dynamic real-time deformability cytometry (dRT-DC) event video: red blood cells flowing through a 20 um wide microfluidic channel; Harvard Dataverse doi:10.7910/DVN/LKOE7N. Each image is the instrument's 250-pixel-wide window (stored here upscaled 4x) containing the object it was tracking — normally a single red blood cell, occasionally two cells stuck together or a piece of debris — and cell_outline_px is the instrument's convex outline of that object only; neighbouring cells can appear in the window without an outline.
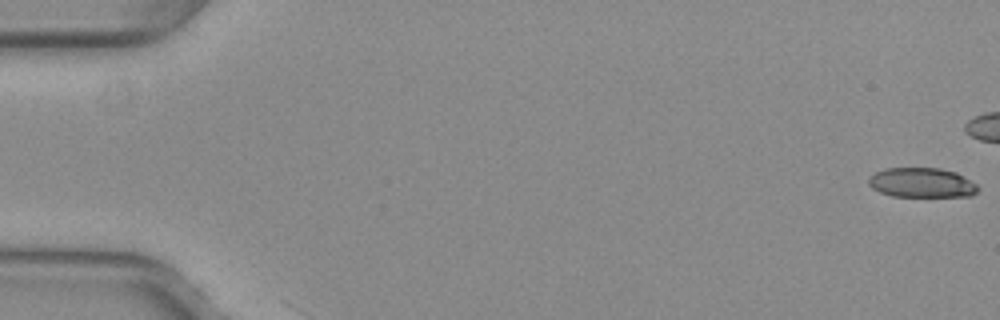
{"species": "common noctule bat (a hibernating species)", "species_latin": "Nyctalus noctula", "temperature_condition": "warm", "stored_images_in_passage": 2, "camera_frame_rate_fps": 3000, "um_per_image_px": 0.085, "animal": {"sex": "female", "body_mass_g": 29.2, "forearm_length_mm": 56.3}, "frame": {"image": 1, "passage_image": 1, "time_ms": 0.0, "image_size_px": [1000, 320], "cell_outline_px": [[980, 188], [972, 196], [892, 196], [880, 192], [872, 188], [868, 184], [868, 176], [884, 168], [940, 168], [956, 172], [976, 184]], "centroid_in_image_um": [78.33, 15.52], "position_along_channel_um": 6.7, "area_um2": 18.96}}